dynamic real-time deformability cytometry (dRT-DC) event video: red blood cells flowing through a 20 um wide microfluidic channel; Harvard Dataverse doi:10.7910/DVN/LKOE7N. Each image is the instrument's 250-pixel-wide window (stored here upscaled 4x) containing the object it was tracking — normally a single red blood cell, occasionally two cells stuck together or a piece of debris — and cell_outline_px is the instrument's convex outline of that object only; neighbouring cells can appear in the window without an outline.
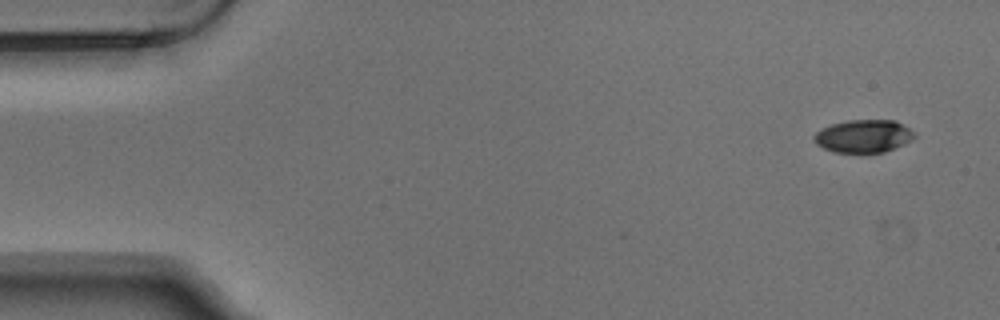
{"species": "Egyptian fruit bat (a non-hibernating species)", "species_latin": "Rousettus aegyptiacus", "temperature_condition": "warm", "stored_images_in_passage": 6, "camera_frame_rate_fps": 3000, "um_per_image_px": 0.085, "animal": {"sex": "male"}, "frame": {"image": 1, "passage_image": 1, "time_ms": 0.0, "image_size_px": [1000, 320], "cell_outline_px": [[916, 136], [912, 140], [904, 144], [884, 152], [836, 152], [824, 148], [816, 144], [812, 140], [812, 136], [820, 128], [832, 124], [848, 120], [896, 120], [916, 132]], "centroid_in_image_um": [73.4, 11.56], "position_along_channel_um": 11.6, "area_um2": 19.36}}
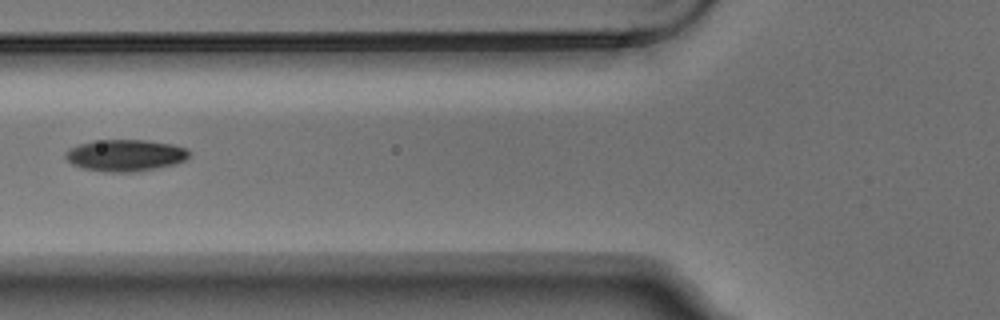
{"frame": {"image": 2, "passage_image": 5, "time_ms": 1.333, "image_size_px": [1000, 320], "cell_outline_px": [[188, 156], [184, 160], [176, 164], [136, 172], [104, 172], [84, 168], [72, 164], [64, 156], [64, 152], [68, 148], [92, 140], [144, 140], [172, 144], [184, 148], [188, 152]], "centroid_in_image_um": [10.6, 13.2], "position_along_channel_um": 115.2, "area_um2": 22.83}}
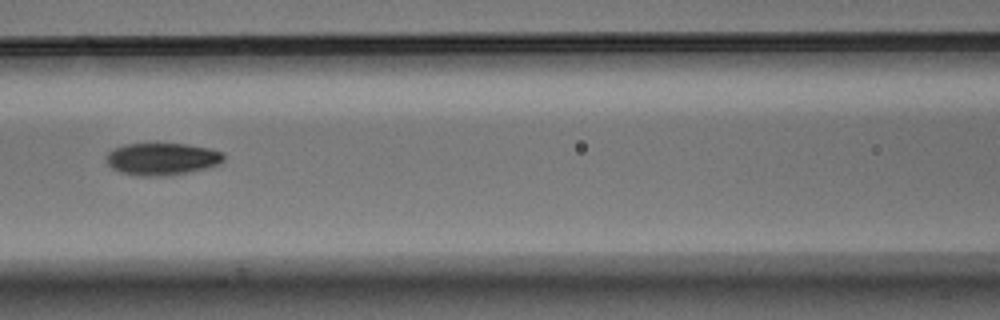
{"frame": {"image": 3, "passage_image": 6, "time_ms": 1.667, "image_size_px": [1000, 320], "cell_outline_px": [[224, 160], [220, 164], [172, 176], [136, 176], [120, 172], [112, 168], [104, 160], [108, 152], [124, 144], [184, 144], [208, 148], [224, 152]], "centroid_in_image_um": [13.76, 13.52], "position_along_channel_um": 152.8, "area_um2": 22.14}}